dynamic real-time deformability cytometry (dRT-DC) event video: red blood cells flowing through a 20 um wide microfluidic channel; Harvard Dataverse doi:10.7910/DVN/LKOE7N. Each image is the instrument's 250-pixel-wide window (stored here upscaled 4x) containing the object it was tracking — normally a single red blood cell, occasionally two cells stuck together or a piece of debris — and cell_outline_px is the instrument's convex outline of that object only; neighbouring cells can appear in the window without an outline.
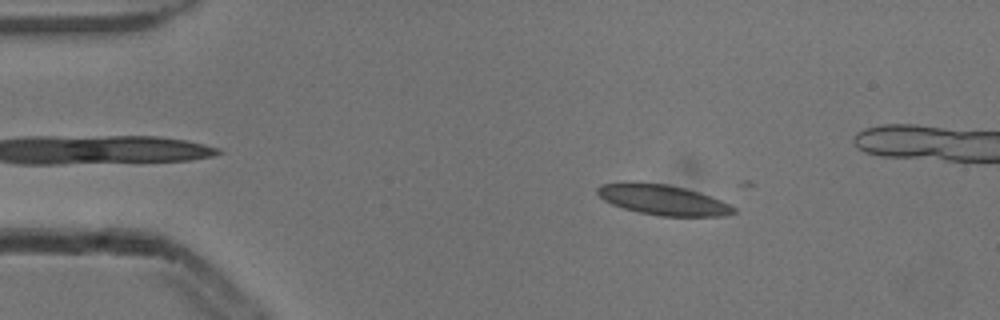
{"species": "common noctule bat (a hibernating species)", "species_latin": "Nyctalus noctula", "temperature_condition": "cold", "stored_images_in_passage": 19, "camera_frame_rate_fps": 3000, "um_per_image_px": 0.085, "animal": {"sex": "male", "body_mass_g": 13.3}, "frame": {"image": 1, "passage_image": 8, "time_ms": 2.333, "image_size_px": [1000, 320], "cell_outline_px": [[736, 212], [724, 216], [660, 216], [640, 212], [624, 208], [612, 204], [604, 200], [596, 192], [596, 188], [600, 184], [668, 184], [684, 188], [720, 200], [736, 208]], "centroid_in_image_um": [56.38, 17.02], "position_along_channel_um": 28.6, "area_um2": 23.18}}
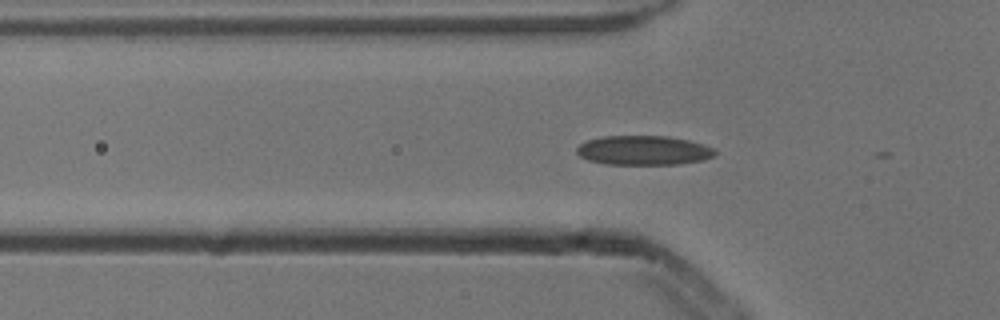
{"frame": {"image": 2, "passage_image": 16, "time_ms": 5.0, "image_size_px": [1000, 320], "cell_outline_px": [[716, 152], [712, 156], [704, 160], [680, 164], [604, 164], [588, 160], [580, 156], [576, 152], [576, 148], [580, 144], [588, 140], [604, 136], [668, 136], [688, 140], [712, 148]], "centroid_in_image_um": [54.67, 12.78], "position_along_channel_um": 71.1, "area_um2": 23.52}}